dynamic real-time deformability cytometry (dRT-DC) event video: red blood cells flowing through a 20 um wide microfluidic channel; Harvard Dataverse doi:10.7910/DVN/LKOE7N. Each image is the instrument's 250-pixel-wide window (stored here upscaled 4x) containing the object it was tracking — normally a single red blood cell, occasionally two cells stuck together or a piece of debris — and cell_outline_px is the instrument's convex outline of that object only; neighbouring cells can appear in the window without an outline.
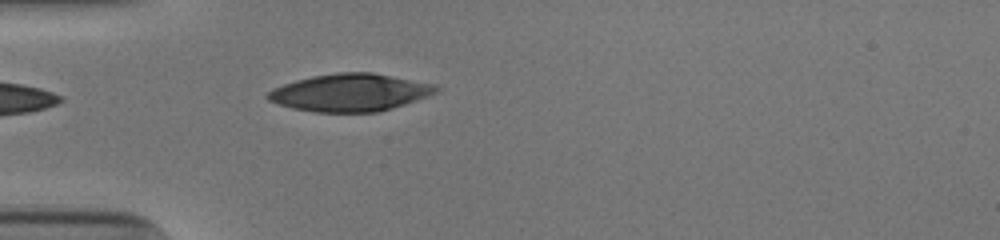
{"species": "human", "species_latin": "Homo sapiens", "temperature_condition": "cold", "stored_images_in_passage": 32, "camera_frame_rate_fps": 3000, "um_per_image_px": 0.085, "donor": {"sex": "male"}, "frame": {"image": 1, "passage_image": 1, "time_ms": 0.0, "image_size_px": [1000, 240], "cell_outline_px": [[440, 88], [436, 92], [428, 96], [380, 112], [312, 112], [292, 108], [268, 100], [264, 96], [272, 88], [296, 80], [312, 76], [340, 72], [372, 72], [436, 84]], "centroid_in_image_um": [29.75, 7.86], "position_along_channel_um": 55.2, "area_um2": 36.82}}
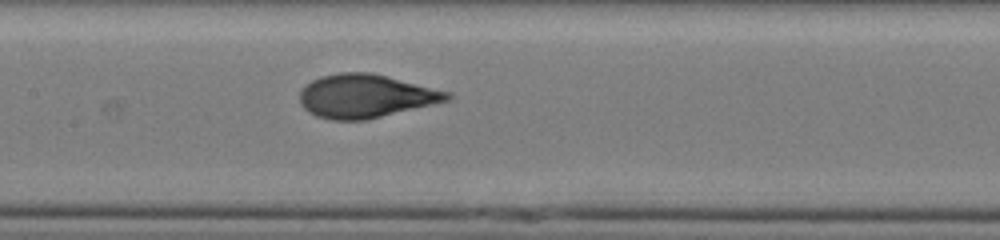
{"frame": {"image": 2, "passage_image": 11, "time_ms": 3.333, "image_size_px": [1000, 240], "cell_outline_px": [[452, 96], [448, 100], [368, 120], [332, 120], [316, 116], [308, 112], [300, 104], [300, 92], [304, 84], [320, 76], [340, 72], [368, 72], [388, 76], [452, 92]], "centroid_in_image_um": [31.05, 8.16], "position_along_channel_um": 176.3, "area_um2": 37.51}}
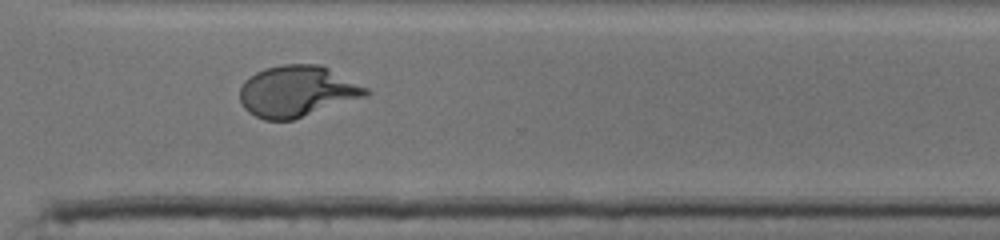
{"frame": {"image": 3, "passage_image": 24, "time_ms": 7.667, "image_size_px": [1000, 240], "cell_outline_px": [[372, 92], [368, 96], [292, 120], [264, 120], [248, 112], [244, 108], [240, 100], [240, 88], [244, 80], [248, 76], [264, 68], [284, 64], [320, 64], [368, 88]], "centroid_in_image_um": [25.25, 7.76], "position_along_channel_um": 345.4, "area_um2": 37.74}, "authors_computed_cell_mechanics": {"area_um2": 37.4255, "velocity_mm_per_s": 3.8999, "shape_relaxation_time_tau1_ms": 4.0148, "shape_relaxation_time_tau2_ms": null, "deformation_change_tau1": 0.2139, "deformation_change_tau2": null}}